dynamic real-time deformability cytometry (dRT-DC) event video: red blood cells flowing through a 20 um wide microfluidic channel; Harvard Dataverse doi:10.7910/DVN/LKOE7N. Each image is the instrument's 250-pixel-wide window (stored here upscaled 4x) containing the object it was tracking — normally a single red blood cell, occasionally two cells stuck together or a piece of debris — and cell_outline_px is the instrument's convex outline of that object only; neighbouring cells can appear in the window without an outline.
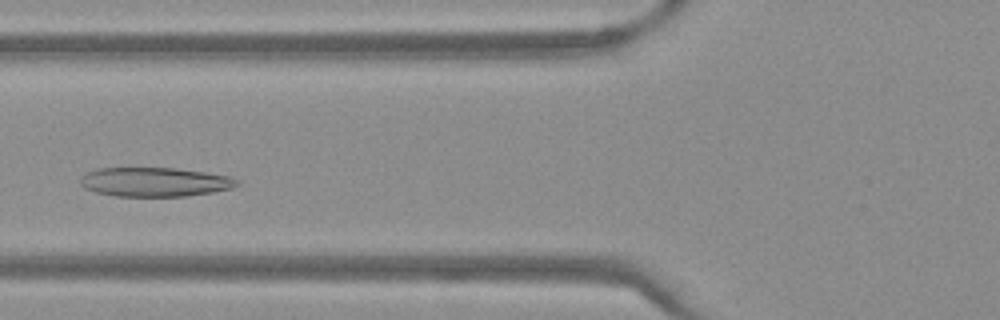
{"species": "Egyptian fruit bat (a non-hibernating species)", "species_latin": "Rousettus aegyptiacus", "temperature_condition": "warm", "stored_images_in_passage": 45, "camera_frame_rate_fps": 3000, "um_per_image_px": 0.085, "frame": {"image": 1, "passage_image": 14, "time_ms": 4.333, "image_size_px": [1000, 320], "cell_outline_px": [[240, 184], [232, 188], [212, 192], [184, 196], [116, 196], [96, 192], [84, 188], [80, 184], [80, 180], [88, 172], [100, 168], [176, 168], [204, 172], [228, 176], [240, 180]], "centroid_in_image_um": [13.18, 15.47], "position_along_channel_um": 112.6, "area_um2": 26.47}}
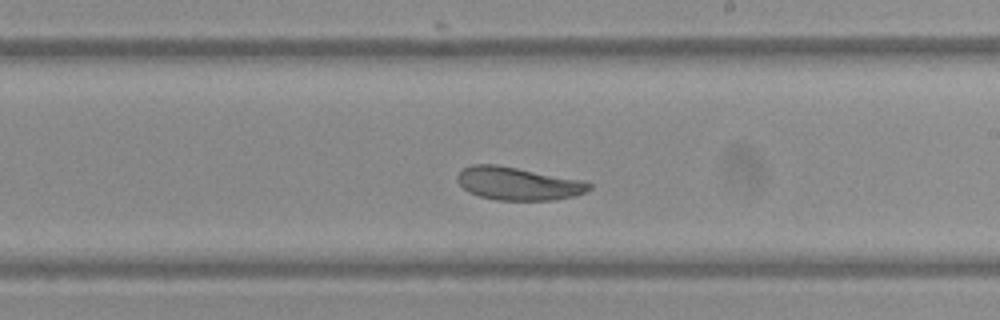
{"frame": {"image": 2, "passage_image": 24, "time_ms": 7.667, "image_size_px": [1000, 320], "cell_outline_px": [[592, 188], [576, 196], [556, 200], [496, 200], [480, 196], [468, 192], [456, 180], [456, 176], [464, 168], [472, 164], [496, 164], [580, 180], [592, 184]], "centroid_in_image_um": [44.02, 15.61], "position_along_channel_um": 245.0, "area_um2": 25.2}}
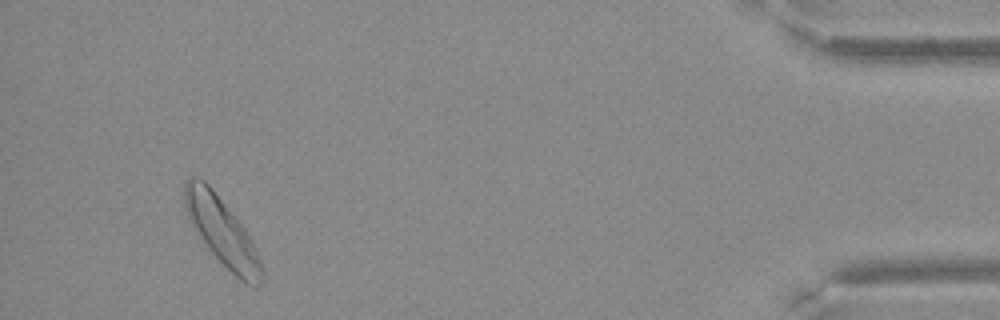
{"frame": {"image": 3, "passage_image": 42, "time_ms": 13.667, "image_size_px": [1000, 320], "cell_outline_px": [[264, 280], [256, 288], [244, 284], [208, 248], [192, 224], [188, 216], [184, 204], [184, 184], [192, 176], [200, 176], [212, 188], [244, 228], [252, 240], [260, 260], [264, 272]], "centroid_in_image_um": [18.9, 19.7], "position_along_channel_um": 416.3, "area_um2": 30.0}}